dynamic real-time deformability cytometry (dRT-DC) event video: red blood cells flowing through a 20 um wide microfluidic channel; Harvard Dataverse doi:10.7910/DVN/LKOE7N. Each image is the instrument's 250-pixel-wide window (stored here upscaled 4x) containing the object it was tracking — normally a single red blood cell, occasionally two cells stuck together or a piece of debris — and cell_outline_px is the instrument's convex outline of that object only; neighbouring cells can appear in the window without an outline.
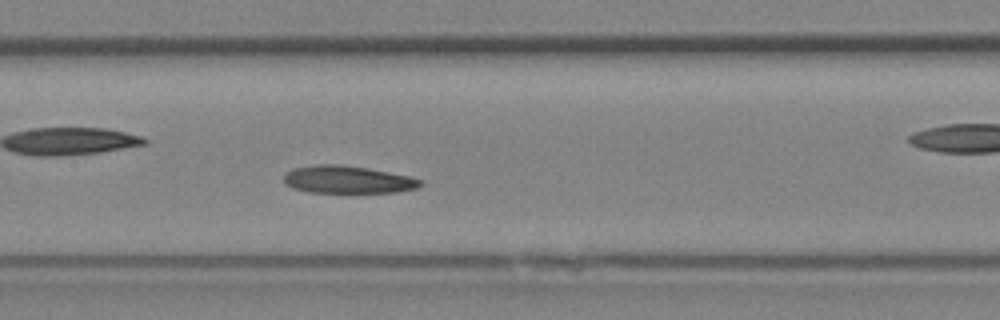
{"species": "Egyptian fruit bat (a non-hibernating species)", "species_latin": "Rousettus aegyptiacus", "temperature_condition": "room temperature", "stored_images_in_passage": 10, "camera_frame_rate_fps": 3000, "um_per_image_px": 0.085, "animal": {"sex": "female"}, "frame": {"image": 1, "passage_image": 7, "time_ms": 2.0, "image_size_px": [1000, 320], "cell_outline_px": [[424, 184], [416, 188], [396, 192], [308, 192], [292, 188], [284, 184], [284, 172], [292, 168], [312, 164], [340, 164], [368, 168], [408, 176], [424, 180]], "centroid_in_image_um": [29.5, 15.25], "position_along_channel_um": 177.9, "area_um2": 22.14}}